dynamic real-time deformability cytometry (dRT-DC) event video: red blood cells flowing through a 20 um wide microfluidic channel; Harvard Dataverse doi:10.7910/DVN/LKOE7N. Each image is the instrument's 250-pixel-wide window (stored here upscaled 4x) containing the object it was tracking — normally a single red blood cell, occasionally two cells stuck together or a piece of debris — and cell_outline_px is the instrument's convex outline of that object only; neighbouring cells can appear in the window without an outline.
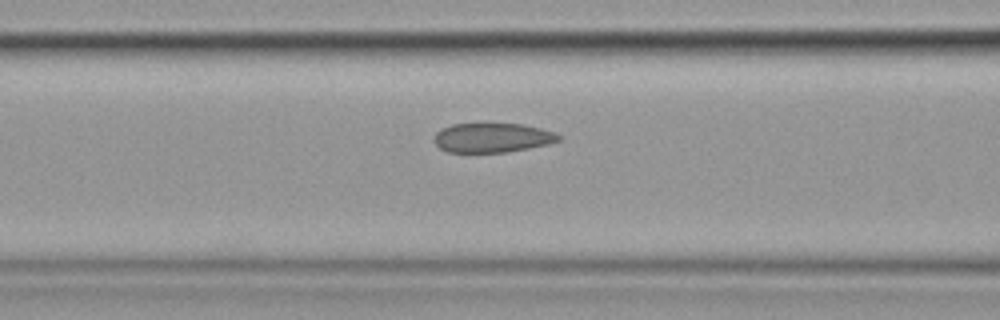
{"species": "common noctule bat (a hibernating species)", "species_latin": "Nyctalus noctula", "temperature_condition": "cold", "stored_images_in_passage": 13, "camera_frame_rate_fps": 3000, "um_per_image_px": 0.085, "animal": {"sex": "female", "body_mass_g": 19.9}, "frame": {"image": 1, "passage_image": 11, "time_ms": 3.333, "image_size_px": [1000, 320], "cell_outline_px": [[564, 136], [560, 140], [548, 144], [508, 152], [448, 152], [440, 148], [432, 140], [436, 132], [440, 128], [452, 124], [492, 120], [524, 124], [540, 128]], "centroid_in_image_um": [41.82, 11.65], "position_along_channel_um": 124.8, "area_um2": 22.43}}